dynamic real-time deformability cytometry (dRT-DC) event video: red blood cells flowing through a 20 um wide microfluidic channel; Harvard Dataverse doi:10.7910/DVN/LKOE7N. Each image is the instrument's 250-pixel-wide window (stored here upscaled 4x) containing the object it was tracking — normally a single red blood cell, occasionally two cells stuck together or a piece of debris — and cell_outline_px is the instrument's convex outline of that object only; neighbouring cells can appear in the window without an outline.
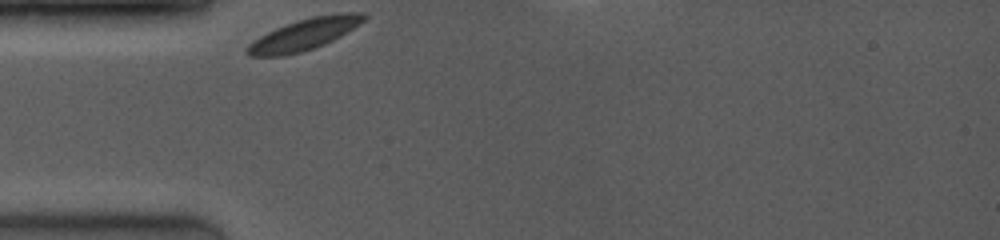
{"species": "common noctule bat (a hibernating species)", "species_latin": "Nyctalus noctula", "temperature_condition": "room temperature", "stored_images_in_passage": 16, "camera_frame_rate_fps": 4000, "um_per_image_px": 0.085, "animal": {"sex": "female", "body_mass_g": 19.0, "forearm_length_mm": 53.3}, "frame": {"image": 1, "passage_image": 1, "time_ms": 0.0, "image_size_px": [1000, 240], "cell_outline_px": [[368, 16], [364, 20], [340, 36], [324, 44], [300, 52], [280, 56], [252, 56], [244, 52], [244, 48], [252, 40], [276, 28], [296, 20], [312, 16], [340, 12], [364, 12]], "centroid_in_image_um": [25.83, 2.9], "position_along_channel_um": 59.2, "area_um2": 21.27}}
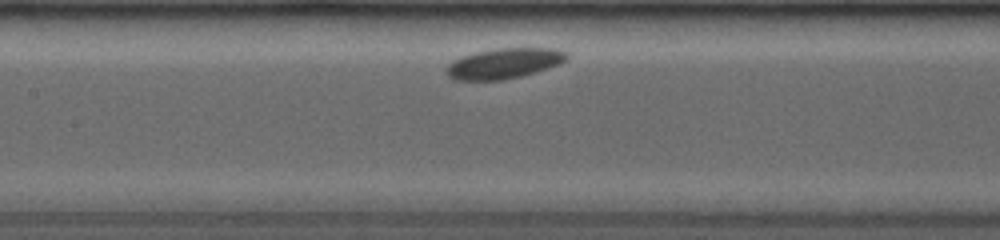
{"frame": {"image": 2, "passage_image": 10, "time_ms": 3.0, "image_size_px": [1000, 240], "cell_outline_px": [[568, 56], [564, 60], [556, 64], [520, 76], [500, 80], [456, 80], [448, 76], [448, 64], [464, 56], [476, 52], [492, 48], [556, 48], [564, 52]], "centroid_in_image_um": [42.81, 5.37], "position_along_channel_um": 164.6, "area_um2": 20.63}}